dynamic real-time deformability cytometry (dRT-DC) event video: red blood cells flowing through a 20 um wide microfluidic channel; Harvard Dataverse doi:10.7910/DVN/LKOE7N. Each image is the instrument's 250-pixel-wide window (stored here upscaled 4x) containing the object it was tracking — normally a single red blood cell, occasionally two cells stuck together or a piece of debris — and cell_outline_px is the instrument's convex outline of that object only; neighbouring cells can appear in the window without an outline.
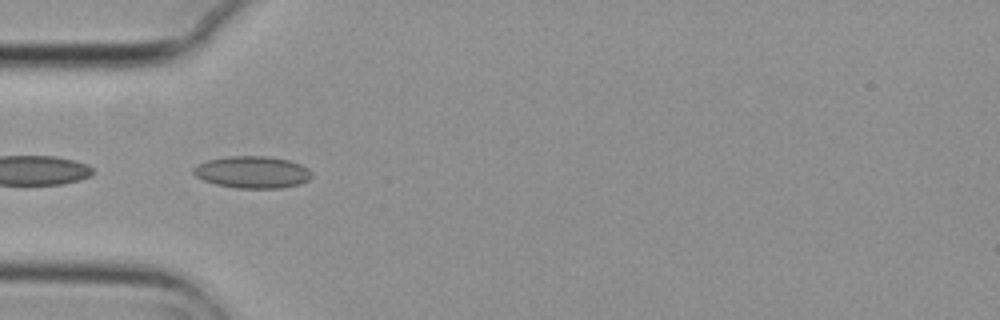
{"species": "common noctule bat (a hibernating species)", "species_latin": "Nyctalus noctula", "temperature_condition": "cold", "stored_images_in_passage": 7, "camera_frame_rate_fps": 3000, "um_per_image_px": 0.085, "animal": {"sex": "female", "body_mass_g": 29.2, "forearm_length_mm": 56.3}, "frame": {"image": 1, "passage_image": 5, "time_ms": 1.333, "image_size_px": [1000, 320], "cell_outline_px": [[312, 176], [308, 180], [300, 184], [280, 188], [236, 188], [216, 184], [204, 180], [196, 176], [192, 172], [192, 168], [196, 164], [208, 160], [228, 156], [268, 156], [288, 160], [300, 164], [308, 168], [312, 172]], "centroid_in_image_um": [21.45, 14.63], "position_along_channel_um": 63.6, "area_um2": 22.14}}
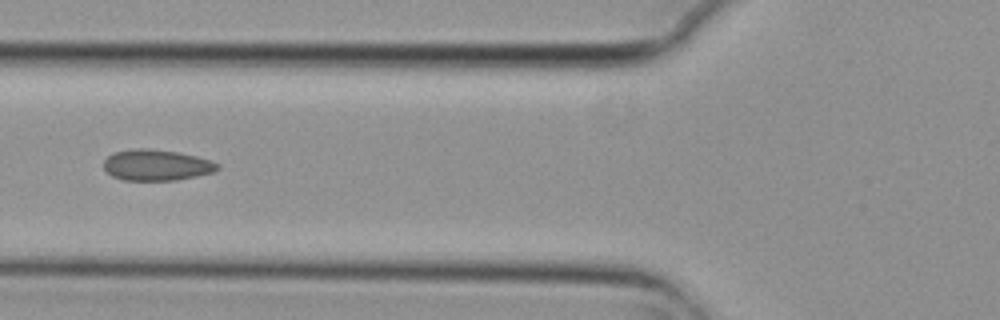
{"frame": {"image": 2, "passage_image": 6, "time_ms": 1.667, "image_size_px": [1000, 320], "cell_outline_px": [[220, 168], [212, 172], [196, 176], [176, 180], [124, 180], [112, 176], [104, 168], [104, 160], [108, 156], [116, 152], [132, 148], [148, 148], [176, 152], [196, 156], [220, 164]], "centroid_in_image_um": [13.29, 14.03], "position_along_channel_um": 112.5, "area_um2": 20.4}}
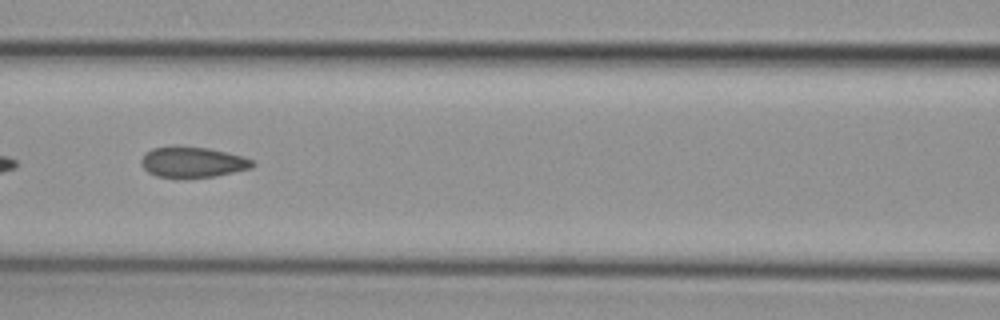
{"frame": {"image": 3, "passage_image": 7, "time_ms": 2.0, "image_size_px": [1000, 320], "cell_outline_px": [[256, 164], [252, 168], [216, 176], [176, 180], [156, 176], [148, 172], [140, 164], [140, 160], [152, 148], [208, 148], [244, 156], [252, 160]], "centroid_in_image_um": [16.4, 13.85], "position_along_channel_um": 150.2, "area_um2": 19.88}}